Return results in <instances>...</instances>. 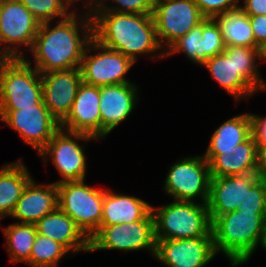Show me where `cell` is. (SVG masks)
<instances>
[{
  "instance_id": "1",
  "label": "cell",
  "mask_w": 266,
  "mask_h": 267,
  "mask_svg": "<svg viewBox=\"0 0 266 267\" xmlns=\"http://www.w3.org/2000/svg\"><path fill=\"white\" fill-rule=\"evenodd\" d=\"M86 12L81 17L73 12L55 26L50 22L40 24L31 52L41 74L80 68L86 47L93 39L92 18Z\"/></svg>"
},
{
  "instance_id": "2",
  "label": "cell",
  "mask_w": 266,
  "mask_h": 267,
  "mask_svg": "<svg viewBox=\"0 0 266 267\" xmlns=\"http://www.w3.org/2000/svg\"><path fill=\"white\" fill-rule=\"evenodd\" d=\"M91 18L93 39L100 45L121 52L134 63L138 55L144 53L153 54V58H165V51L157 40L152 14L95 11ZM158 50L161 53L157 55Z\"/></svg>"
},
{
  "instance_id": "3",
  "label": "cell",
  "mask_w": 266,
  "mask_h": 267,
  "mask_svg": "<svg viewBox=\"0 0 266 267\" xmlns=\"http://www.w3.org/2000/svg\"><path fill=\"white\" fill-rule=\"evenodd\" d=\"M211 232L216 253L222 252L233 267L249 261L258 245L264 248L266 212L235 210L212 221Z\"/></svg>"
},
{
  "instance_id": "4",
  "label": "cell",
  "mask_w": 266,
  "mask_h": 267,
  "mask_svg": "<svg viewBox=\"0 0 266 267\" xmlns=\"http://www.w3.org/2000/svg\"><path fill=\"white\" fill-rule=\"evenodd\" d=\"M155 240L213 237L207 204L176 201L163 207H151Z\"/></svg>"
},
{
  "instance_id": "5",
  "label": "cell",
  "mask_w": 266,
  "mask_h": 267,
  "mask_svg": "<svg viewBox=\"0 0 266 267\" xmlns=\"http://www.w3.org/2000/svg\"><path fill=\"white\" fill-rule=\"evenodd\" d=\"M43 102L41 73L24 58H0V111Z\"/></svg>"
},
{
  "instance_id": "6",
  "label": "cell",
  "mask_w": 266,
  "mask_h": 267,
  "mask_svg": "<svg viewBox=\"0 0 266 267\" xmlns=\"http://www.w3.org/2000/svg\"><path fill=\"white\" fill-rule=\"evenodd\" d=\"M58 207L69 215L83 233L90 239L100 228L104 192L81 181L57 183Z\"/></svg>"
},
{
  "instance_id": "7",
  "label": "cell",
  "mask_w": 266,
  "mask_h": 267,
  "mask_svg": "<svg viewBox=\"0 0 266 267\" xmlns=\"http://www.w3.org/2000/svg\"><path fill=\"white\" fill-rule=\"evenodd\" d=\"M156 252L154 219L150 211L143 219L126 224L100 226L89 239V252L97 250Z\"/></svg>"
},
{
  "instance_id": "8",
  "label": "cell",
  "mask_w": 266,
  "mask_h": 267,
  "mask_svg": "<svg viewBox=\"0 0 266 267\" xmlns=\"http://www.w3.org/2000/svg\"><path fill=\"white\" fill-rule=\"evenodd\" d=\"M40 24L20 0H0V58H24L18 46L31 50Z\"/></svg>"
},
{
  "instance_id": "9",
  "label": "cell",
  "mask_w": 266,
  "mask_h": 267,
  "mask_svg": "<svg viewBox=\"0 0 266 267\" xmlns=\"http://www.w3.org/2000/svg\"><path fill=\"white\" fill-rule=\"evenodd\" d=\"M209 163L203 155L185 157L173 164L164 181L165 192L176 201H195L207 204L210 189Z\"/></svg>"
},
{
  "instance_id": "10",
  "label": "cell",
  "mask_w": 266,
  "mask_h": 267,
  "mask_svg": "<svg viewBox=\"0 0 266 267\" xmlns=\"http://www.w3.org/2000/svg\"><path fill=\"white\" fill-rule=\"evenodd\" d=\"M152 16L161 48L167 43L164 51L206 19L194 0H156Z\"/></svg>"
},
{
  "instance_id": "11",
  "label": "cell",
  "mask_w": 266,
  "mask_h": 267,
  "mask_svg": "<svg viewBox=\"0 0 266 267\" xmlns=\"http://www.w3.org/2000/svg\"><path fill=\"white\" fill-rule=\"evenodd\" d=\"M98 52L90 54L91 51ZM135 64L121 52L100 45L92 39L84 52L80 70L82 82L93 86L131 83L125 74Z\"/></svg>"
},
{
  "instance_id": "12",
  "label": "cell",
  "mask_w": 266,
  "mask_h": 267,
  "mask_svg": "<svg viewBox=\"0 0 266 267\" xmlns=\"http://www.w3.org/2000/svg\"><path fill=\"white\" fill-rule=\"evenodd\" d=\"M76 138V139H75ZM97 138L77 132H70L60 128L39 152V155L47 163L51 155L52 162L59 174L63 177L55 183L64 181H81L86 177V159L85 146L78 144L79 140L86 141Z\"/></svg>"
},
{
  "instance_id": "13",
  "label": "cell",
  "mask_w": 266,
  "mask_h": 267,
  "mask_svg": "<svg viewBox=\"0 0 266 267\" xmlns=\"http://www.w3.org/2000/svg\"><path fill=\"white\" fill-rule=\"evenodd\" d=\"M0 121L12 128L38 153L60 129V123L42 102L16 111H0Z\"/></svg>"
},
{
  "instance_id": "14",
  "label": "cell",
  "mask_w": 266,
  "mask_h": 267,
  "mask_svg": "<svg viewBox=\"0 0 266 267\" xmlns=\"http://www.w3.org/2000/svg\"><path fill=\"white\" fill-rule=\"evenodd\" d=\"M216 251L213 237L156 240L155 259L168 267H204Z\"/></svg>"
},
{
  "instance_id": "15",
  "label": "cell",
  "mask_w": 266,
  "mask_h": 267,
  "mask_svg": "<svg viewBox=\"0 0 266 267\" xmlns=\"http://www.w3.org/2000/svg\"><path fill=\"white\" fill-rule=\"evenodd\" d=\"M43 103L60 123L70 112L79 85L80 68L41 74Z\"/></svg>"
},
{
  "instance_id": "16",
  "label": "cell",
  "mask_w": 266,
  "mask_h": 267,
  "mask_svg": "<svg viewBox=\"0 0 266 267\" xmlns=\"http://www.w3.org/2000/svg\"><path fill=\"white\" fill-rule=\"evenodd\" d=\"M60 128L101 138L100 87L81 83Z\"/></svg>"
},
{
  "instance_id": "17",
  "label": "cell",
  "mask_w": 266,
  "mask_h": 267,
  "mask_svg": "<svg viewBox=\"0 0 266 267\" xmlns=\"http://www.w3.org/2000/svg\"><path fill=\"white\" fill-rule=\"evenodd\" d=\"M258 179L256 173L211 177L207 203L211 222L219 215L238 210L247 196V190Z\"/></svg>"
},
{
  "instance_id": "18",
  "label": "cell",
  "mask_w": 266,
  "mask_h": 267,
  "mask_svg": "<svg viewBox=\"0 0 266 267\" xmlns=\"http://www.w3.org/2000/svg\"><path fill=\"white\" fill-rule=\"evenodd\" d=\"M210 177L249 175L256 171L257 144L251 134L229 150H206Z\"/></svg>"
},
{
  "instance_id": "19",
  "label": "cell",
  "mask_w": 266,
  "mask_h": 267,
  "mask_svg": "<svg viewBox=\"0 0 266 267\" xmlns=\"http://www.w3.org/2000/svg\"><path fill=\"white\" fill-rule=\"evenodd\" d=\"M137 89L133 83L100 87L101 139L133 111L137 104Z\"/></svg>"
},
{
  "instance_id": "20",
  "label": "cell",
  "mask_w": 266,
  "mask_h": 267,
  "mask_svg": "<svg viewBox=\"0 0 266 267\" xmlns=\"http://www.w3.org/2000/svg\"><path fill=\"white\" fill-rule=\"evenodd\" d=\"M58 207L56 183L37 184L32 178L24 188L10 217L19 223L35 224Z\"/></svg>"
},
{
  "instance_id": "21",
  "label": "cell",
  "mask_w": 266,
  "mask_h": 267,
  "mask_svg": "<svg viewBox=\"0 0 266 267\" xmlns=\"http://www.w3.org/2000/svg\"><path fill=\"white\" fill-rule=\"evenodd\" d=\"M37 234L62 244L69 252H89V238L59 207L35 224Z\"/></svg>"
},
{
  "instance_id": "22",
  "label": "cell",
  "mask_w": 266,
  "mask_h": 267,
  "mask_svg": "<svg viewBox=\"0 0 266 267\" xmlns=\"http://www.w3.org/2000/svg\"><path fill=\"white\" fill-rule=\"evenodd\" d=\"M200 66L208 69L212 78L237 100L248 98L257 92L240 74L235 64V46L204 61Z\"/></svg>"
},
{
  "instance_id": "23",
  "label": "cell",
  "mask_w": 266,
  "mask_h": 267,
  "mask_svg": "<svg viewBox=\"0 0 266 267\" xmlns=\"http://www.w3.org/2000/svg\"><path fill=\"white\" fill-rule=\"evenodd\" d=\"M151 207L138 197L105 190L101 226L139 221L151 211Z\"/></svg>"
},
{
  "instance_id": "24",
  "label": "cell",
  "mask_w": 266,
  "mask_h": 267,
  "mask_svg": "<svg viewBox=\"0 0 266 267\" xmlns=\"http://www.w3.org/2000/svg\"><path fill=\"white\" fill-rule=\"evenodd\" d=\"M31 179L32 176L22 160L7 163L0 169V213L4 217L11 216Z\"/></svg>"
},
{
  "instance_id": "25",
  "label": "cell",
  "mask_w": 266,
  "mask_h": 267,
  "mask_svg": "<svg viewBox=\"0 0 266 267\" xmlns=\"http://www.w3.org/2000/svg\"><path fill=\"white\" fill-rule=\"evenodd\" d=\"M222 32L226 47L256 48L250 18L239 7L214 17Z\"/></svg>"
},
{
  "instance_id": "26",
  "label": "cell",
  "mask_w": 266,
  "mask_h": 267,
  "mask_svg": "<svg viewBox=\"0 0 266 267\" xmlns=\"http://www.w3.org/2000/svg\"><path fill=\"white\" fill-rule=\"evenodd\" d=\"M251 135L250 113L229 118L213 133L206 150H229L244 142Z\"/></svg>"
},
{
  "instance_id": "27",
  "label": "cell",
  "mask_w": 266,
  "mask_h": 267,
  "mask_svg": "<svg viewBox=\"0 0 266 267\" xmlns=\"http://www.w3.org/2000/svg\"><path fill=\"white\" fill-rule=\"evenodd\" d=\"M3 230L10 262L21 261L27 263L37 236L35 225L17 221L7 227L3 226Z\"/></svg>"
},
{
  "instance_id": "28",
  "label": "cell",
  "mask_w": 266,
  "mask_h": 267,
  "mask_svg": "<svg viewBox=\"0 0 266 267\" xmlns=\"http://www.w3.org/2000/svg\"><path fill=\"white\" fill-rule=\"evenodd\" d=\"M263 59V51L259 48L235 46V64L240 74L257 92L266 91L264 82L258 72L256 59Z\"/></svg>"
},
{
  "instance_id": "29",
  "label": "cell",
  "mask_w": 266,
  "mask_h": 267,
  "mask_svg": "<svg viewBox=\"0 0 266 267\" xmlns=\"http://www.w3.org/2000/svg\"><path fill=\"white\" fill-rule=\"evenodd\" d=\"M70 252L59 242L37 234L29 261L31 267H57L60 259Z\"/></svg>"
},
{
  "instance_id": "30",
  "label": "cell",
  "mask_w": 266,
  "mask_h": 267,
  "mask_svg": "<svg viewBox=\"0 0 266 267\" xmlns=\"http://www.w3.org/2000/svg\"><path fill=\"white\" fill-rule=\"evenodd\" d=\"M202 34V23L175 41L166 51L165 57L182 52L190 61L201 65L205 61V44Z\"/></svg>"
},
{
  "instance_id": "31",
  "label": "cell",
  "mask_w": 266,
  "mask_h": 267,
  "mask_svg": "<svg viewBox=\"0 0 266 267\" xmlns=\"http://www.w3.org/2000/svg\"><path fill=\"white\" fill-rule=\"evenodd\" d=\"M29 12L42 24L50 22L54 18L63 20L75 9L69 12L66 0H20Z\"/></svg>"
},
{
  "instance_id": "32",
  "label": "cell",
  "mask_w": 266,
  "mask_h": 267,
  "mask_svg": "<svg viewBox=\"0 0 266 267\" xmlns=\"http://www.w3.org/2000/svg\"><path fill=\"white\" fill-rule=\"evenodd\" d=\"M201 36L205 44V61L224 52L226 45L220 27L214 18H206L202 22Z\"/></svg>"
},
{
  "instance_id": "33",
  "label": "cell",
  "mask_w": 266,
  "mask_h": 267,
  "mask_svg": "<svg viewBox=\"0 0 266 267\" xmlns=\"http://www.w3.org/2000/svg\"><path fill=\"white\" fill-rule=\"evenodd\" d=\"M238 210L266 212V180L258 179L248 190Z\"/></svg>"
},
{
  "instance_id": "34",
  "label": "cell",
  "mask_w": 266,
  "mask_h": 267,
  "mask_svg": "<svg viewBox=\"0 0 266 267\" xmlns=\"http://www.w3.org/2000/svg\"><path fill=\"white\" fill-rule=\"evenodd\" d=\"M117 5L109 6L107 3L97 11H113L132 14H152L156 0H110Z\"/></svg>"
},
{
  "instance_id": "35",
  "label": "cell",
  "mask_w": 266,
  "mask_h": 267,
  "mask_svg": "<svg viewBox=\"0 0 266 267\" xmlns=\"http://www.w3.org/2000/svg\"><path fill=\"white\" fill-rule=\"evenodd\" d=\"M194 2L206 18H214L240 7L239 0H194Z\"/></svg>"
},
{
  "instance_id": "36",
  "label": "cell",
  "mask_w": 266,
  "mask_h": 267,
  "mask_svg": "<svg viewBox=\"0 0 266 267\" xmlns=\"http://www.w3.org/2000/svg\"><path fill=\"white\" fill-rule=\"evenodd\" d=\"M251 28L255 37L256 48H266V15L249 16Z\"/></svg>"
},
{
  "instance_id": "37",
  "label": "cell",
  "mask_w": 266,
  "mask_h": 267,
  "mask_svg": "<svg viewBox=\"0 0 266 267\" xmlns=\"http://www.w3.org/2000/svg\"><path fill=\"white\" fill-rule=\"evenodd\" d=\"M251 134L257 146H266V117L251 114Z\"/></svg>"
},
{
  "instance_id": "38",
  "label": "cell",
  "mask_w": 266,
  "mask_h": 267,
  "mask_svg": "<svg viewBox=\"0 0 266 267\" xmlns=\"http://www.w3.org/2000/svg\"><path fill=\"white\" fill-rule=\"evenodd\" d=\"M240 8L247 16L266 15V0H244Z\"/></svg>"
},
{
  "instance_id": "39",
  "label": "cell",
  "mask_w": 266,
  "mask_h": 267,
  "mask_svg": "<svg viewBox=\"0 0 266 267\" xmlns=\"http://www.w3.org/2000/svg\"><path fill=\"white\" fill-rule=\"evenodd\" d=\"M255 173L259 179L266 180V146H257Z\"/></svg>"
},
{
  "instance_id": "40",
  "label": "cell",
  "mask_w": 266,
  "mask_h": 267,
  "mask_svg": "<svg viewBox=\"0 0 266 267\" xmlns=\"http://www.w3.org/2000/svg\"><path fill=\"white\" fill-rule=\"evenodd\" d=\"M79 2V0H66L67 6L70 7L74 6L75 2ZM107 0H87L86 3L83 2L84 7H86L87 14L92 15L95 11L101 9Z\"/></svg>"
},
{
  "instance_id": "41",
  "label": "cell",
  "mask_w": 266,
  "mask_h": 267,
  "mask_svg": "<svg viewBox=\"0 0 266 267\" xmlns=\"http://www.w3.org/2000/svg\"><path fill=\"white\" fill-rule=\"evenodd\" d=\"M266 60V48L263 50V60Z\"/></svg>"
},
{
  "instance_id": "42",
  "label": "cell",
  "mask_w": 266,
  "mask_h": 267,
  "mask_svg": "<svg viewBox=\"0 0 266 267\" xmlns=\"http://www.w3.org/2000/svg\"><path fill=\"white\" fill-rule=\"evenodd\" d=\"M2 218H4V216L0 213V220H1Z\"/></svg>"
}]
</instances>
